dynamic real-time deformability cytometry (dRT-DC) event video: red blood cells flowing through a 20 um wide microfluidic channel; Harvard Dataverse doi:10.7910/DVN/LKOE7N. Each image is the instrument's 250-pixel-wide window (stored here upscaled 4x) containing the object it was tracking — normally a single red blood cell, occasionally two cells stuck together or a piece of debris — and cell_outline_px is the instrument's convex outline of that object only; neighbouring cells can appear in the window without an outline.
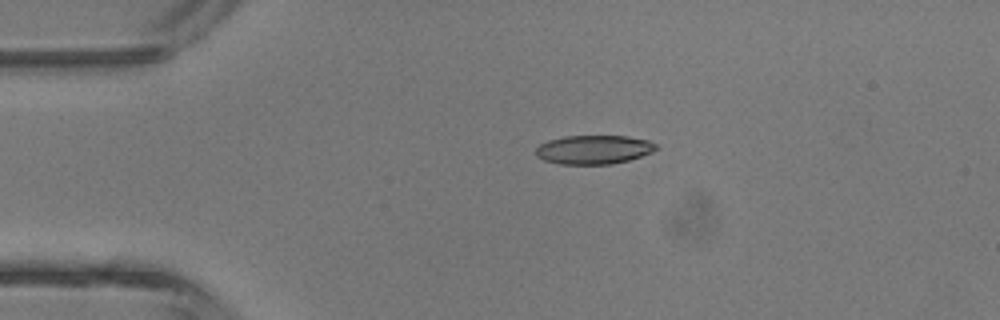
{"species": "common noctule bat (a hibernating species)", "species_latin": "Nyctalus noctula", "temperature_condition": "room temperature", "stored_images_in_passage": 3, "camera_frame_rate_fps": 3000, "um_per_image_px": 0.085, "animal": {"sex": "male", "body_mass_g": 13.3}, "frame": {"image": 1, "passage_image": 2, "time_ms": 2.0, "image_size_px": [1000, 320], "cell_outline_px": [[660, 148], [652, 152], [628, 160], [612, 164], [560, 164], [544, 160], [536, 156], [536, 148], [540, 144], [548, 140], [564, 136], [628, 136], [648, 140], [656, 144]], "centroid_in_image_um": [50.48, 12.71], "position_along_channel_um": 34.5, "area_um2": 20.29}}